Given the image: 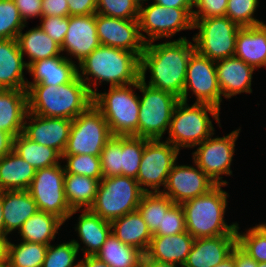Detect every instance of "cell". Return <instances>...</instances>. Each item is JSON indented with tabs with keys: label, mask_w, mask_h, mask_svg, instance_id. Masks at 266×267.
<instances>
[{
	"label": "cell",
	"mask_w": 266,
	"mask_h": 267,
	"mask_svg": "<svg viewBox=\"0 0 266 267\" xmlns=\"http://www.w3.org/2000/svg\"><path fill=\"white\" fill-rule=\"evenodd\" d=\"M13 150L36 170L60 164L62 159L57 150L33 142L23 133L14 137Z\"/></svg>",
	"instance_id": "cell-35"
},
{
	"label": "cell",
	"mask_w": 266,
	"mask_h": 267,
	"mask_svg": "<svg viewBox=\"0 0 266 267\" xmlns=\"http://www.w3.org/2000/svg\"><path fill=\"white\" fill-rule=\"evenodd\" d=\"M234 259L236 267H257V262L238 245L234 247Z\"/></svg>",
	"instance_id": "cell-52"
},
{
	"label": "cell",
	"mask_w": 266,
	"mask_h": 267,
	"mask_svg": "<svg viewBox=\"0 0 266 267\" xmlns=\"http://www.w3.org/2000/svg\"><path fill=\"white\" fill-rule=\"evenodd\" d=\"M241 128H238L223 137L212 136L215 132L198 144L197 150L192 152L194 162L217 185H228L222 180V175H232L231 163L235 153V144Z\"/></svg>",
	"instance_id": "cell-14"
},
{
	"label": "cell",
	"mask_w": 266,
	"mask_h": 267,
	"mask_svg": "<svg viewBox=\"0 0 266 267\" xmlns=\"http://www.w3.org/2000/svg\"><path fill=\"white\" fill-rule=\"evenodd\" d=\"M215 267H236L234 259V249L228 258H226L220 264H217Z\"/></svg>",
	"instance_id": "cell-58"
},
{
	"label": "cell",
	"mask_w": 266,
	"mask_h": 267,
	"mask_svg": "<svg viewBox=\"0 0 266 267\" xmlns=\"http://www.w3.org/2000/svg\"><path fill=\"white\" fill-rule=\"evenodd\" d=\"M95 256L110 267H137L142 263L144 253L124 244L111 232Z\"/></svg>",
	"instance_id": "cell-34"
},
{
	"label": "cell",
	"mask_w": 266,
	"mask_h": 267,
	"mask_svg": "<svg viewBox=\"0 0 266 267\" xmlns=\"http://www.w3.org/2000/svg\"><path fill=\"white\" fill-rule=\"evenodd\" d=\"M77 69L78 77L85 83L92 96L98 91L96 86L103 82L110 83V87H115L133 84L141 80L138 55L103 45L97 47L78 63Z\"/></svg>",
	"instance_id": "cell-2"
},
{
	"label": "cell",
	"mask_w": 266,
	"mask_h": 267,
	"mask_svg": "<svg viewBox=\"0 0 266 267\" xmlns=\"http://www.w3.org/2000/svg\"><path fill=\"white\" fill-rule=\"evenodd\" d=\"M40 21L42 30L61 47L69 27V17H41Z\"/></svg>",
	"instance_id": "cell-47"
},
{
	"label": "cell",
	"mask_w": 266,
	"mask_h": 267,
	"mask_svg": "<svg viewBox=\"0 0 266 267\" xmlns=\"http://www.w3.org/2000/svg\"><path fill=\"white\" fill-rule=\"evenodd\" d=\"M137 267H146L145 264L142 262Z\"/></svg>",
	"instance_id": "cell-64"
},
{
	"label": "cell",
	"mask_w": 266,
	"mask_h": 267,
	"mask_svg": "<svg viewBox=\"0 0 266 267\" xmlns=\"http://www.w3.org/2000/svg\"><path fill=\"white\" fill-rule=\"evenodd\" d=\"M138 82L110 87L106 92L93 95V105L106 119L112 136L138 137L140 111L139 95L135 94Z\"/></svg>",
	"instance_id": "cell-6"
},
{
	"label": "cell",
	"mask_w": 266,
	"mask_h": 267,
	"mask_svg": "<svg viewBox=\"0 0 266 267\" xmlns=\"http://www.w3.org/2000/svg\"><path fill=\"white\" fill-rule=\"evenodd\" d=\"M140 6L134 0H97L96 13L126 20L139 18Z\"/></svg>",
	"instance_id": "cell-44"
},
{
	"label": "cell",
	"mask_w": 266,
	"mask_h": 267,
	"mask_svg": "<svg viewBox=\"0 0 266 267\" xmlns=\"http://www.w3.org/2000/svg\"><path fill=\"white\" fill-rule=\"evenodd\" d=\"M193 164L194 166L178 165L176 162L169 172L162 193L175 204H182L192 198L204 195L217 185L194 162Z\"/></svg>",
	"instance_id": "cell-17"
},
{
	"label": "cell",
	"mask_w": 266,
	"mask_h": 267,
	"mask_svg": "<svg viewBox=\"0 0 266 267\" xmlns=\"http://www.w3.org/2000/svg\"><path fill=\"white\" fill-rule=\"evenodd\" d=\"M111 232L124 244L131 245L144 254L150 245L152 234L136 210L110 222Z\"/></svg>",
	"instance_id": "cell-29"
},
{
	"label": "cell",
	"mask_w": 266,
	"mask_h": 267,
	"mask_svg": "<svg viewBox=\"0 0 266 267\" xmlns=\"http://www.w3.org/2000/svg\"><path fill=\"white\" fill-rule=\"evenodd\" d=\"M140 111L138 137L148 140L162 139L169 131L175 105L180 100L175 95L138 82Z\"/></svg>",
	"instance_id": "cell-8"
},
{
	"label": "cell",
	"mask_w": 266,
	"mask_h": 267,
	"mask_svg": "<svg viewBox=\"0 0 266 267\" xmlns=\"http://www.w3.org/2000/svg\"><path fill=\"white\" fill-rule=\"evenodd\" d=\"M62 160H66V165H63L65 173L84 175L99 181L103 178L100 156L62 155Z\"/></svg>",
	"instance_id": "cell-40"
},
{
	"label": "cell",
	"mask_w": 266,
	"mask_h": 267,
	"mask_svg": "<svg viewBox=\"0 0 266 267\" xmlns=\"http://www.w3.org/2000/svg\"><path fill=\"white\" fill-rule=\"evenodd\" d=\"M234 56L256 70L266 68V23L238 30Z\"/></svg>",
	"instance_id": "cell-28"
},
{
	"label": "cell",
	"mask_w": 266,
	"mask_h": 267,
	"mask_svg": "<svg viewBox=\"0 0 266 267\" xmlns=\"http://www.w3.org/2000/svg\"><path fill=\"white\" fill-rule=\"evenodd\" d=\"M193 30L198 29L192 41L195 50L210 60L232 57L236 50L238 30L241 28L227 16L216 18H193Z\"/></svg>",
	"instance_id": "cell-9"
},
{
	"label": "cell",
	"mask_w": 266,
	"mask_h": 267,
	"mask_svg": "<svg viewBox=\"0 0 266 267\" xmlns=\"http://www.w3.org/2000/svg\"><path fill=\"white\" fill-rule=\"evenodd\" d=\"M112 137L109 125L102 113L91 104L72 120L70 134L62 155L88 154L100 156Z\"/></svg>",
	"instance_id": "cell-10"
},
{
	"label": "cell",
	"mask_w": 266,
	"mask_h": 267,
	"mask_svg": "<svg viewBox=\"0 0 266 267\" xmlns=\"http://www.w3.org/2000/svg\"><path fill=\"white\" fill-rule=\"evenodd\" d=\"M147 139L136 136H122L121 176L137 178L142 153Z\"/></svg>",
	"instance_id": "cell-39"
},
{
	"label": "cell",
	"mask_w": 266,
	"mask_h": 267,
	"mask_svg": "<svg viewBox=\"0 0 266 267\" xmlns=\"http://www.w3.org/2000/svg\"><path fill=\"white\" fill-rule=\"evenodd\" d=\"M186 231L185 214L181 204H173L163 215L162 226L153 235H176Z\"/></svg>",
	"instance_id": "cell-46"
},
{
	"label": "cell",
	"mask_w": 266,
	"mask_h": 267,
	"mask_svg": "<svg viewBox=\"0 0 266 267\" xmlns=\"http://www.w3.org/2000/svg\"><path fill=\"white\" fill-rule=\"evenodd\" d=\"M180 151L168 141L148 140L144 146L136 180L145 193L162 192L169 172L177 161Z\"/></svg>",
	"instance_id": "cell-13"
},
{
	"label": "cell",
	"mask_w": 266,
	"mask_h": 267,
	"mask_svg": "<svg viewBox=\"0 0 266 267\" xmlns=\"http://www.w3.org/2000/svg\"><path fill=\"white\" fill-rule=\"evenodd\" d=\"M0 235H8L5 233L4 220H3V208H2V191H0Z\"/></svg>",
	"instance_id": "cell-59"
},
{
	"label": "cell",
	"mask_w": 266,
	"mask_h": 267,
	"mask_svg": "<svg viewBox=\"0 0 266 267\" xmlns=\"http://www.w3.org/2000/svg\"><path fill=\"white\" fill-rule=\"evenodd\" d=\"M195 44L186 37L153 44L149 42L140 58L141 80L149 87L169 92L181 100L190 56ZM150 80L146 83V72Z\"/></svg>",
	"instance_id": "cell-1"
},
{
	"label": "cell",
	"mask_w": 266,
	"mask_h": 267,
	"mask_svg": "<svg viewBox=\"0 0 266 267\" xmlns=\"http://www.w3.org/2000/svg\"><path fill=\"white\" fill-rule=\"evenodd\" d=\"M28 112L27 90L0 89V129L14 137L23 133Z\"/></svg>",
	"instance_id": "cell-26"
},
{
	"label": "cell",
	"mask_w": 266,
	"mask_h": 267,
	"mask_svg": "<svg viewBox=\"0 0 266 267\" xmlns=\"http://www.w3.org/2000/svg\"><path fill=\"white\" fill-rule=\"evenodd\" d=\"M134 1L137 2L139 4V6H140L142 4H145L146 1L148 3L149 0H134Z\"/></svg>",
	"instance_id": "cell-61"
},
{
	"label": "cell",
	"mask_w": 266,
	"mask_h": 267,
	"mask_svg": "<svg viewBox=\"0 0 266 267\" xmlns=\"http://www.w3.org/2000/svg\"><path fill=\"white\" fill-rule=\"evenodd\" d=\"M70 16L96 14L97 0H67Z\"/></svg>",
	"instance_id": "cell-51"
},
{
	"label": "cell",
	"mask_w": 266,
	"mask_h": 267,
	"mask_svg": "<svg viewBox=\"0 0 266 267\" xmlns=\"http://www.w3.org/2000/svg\"><path fill=\"white\" fill-rule=\"evenodd\" d=\"M153 2L170 8H194L190 0H153Z\"/></svg>",
	"instance_id": "cell-54"
},
{
	"label": "cell",
	"mask_w": 266,
	"mask_h": 267,
	"mask_svg": "<svg viewBox=\"0 0 266 267\" xmlns=\"http://www.w3.org/2000/svg\"><path fill=\"white\" fill-rule=\"evenodd\" d=\"M237 224V245L251 256L257 263L266 262V223L248 228L245 232H239Z\"/></svg>",
	"instance_id": "cell-38"
},
{
	"label": "cell",
	"mask_w": 266,
	"mask_h": 267,
	"mask_svg": "<svg viewBox=\"0 0 266 267\" xmlns=\"http://www.w3.org/2000/svg\"><path fill=\"white\" fill-rule=\"evenodd\" d=\"M257 267H266V262L257 263Z\"/></svg>",
	"instance_id": "cell-62"
},
{
	"label": "cell",
	"mask_w": 266,
	"mask_h": 267,
	"mask_svg": "<svg viewBox=\"0 0 266 267\" xmlns=\"http://www.w3.org/2000/svg\"><path fill=\"white\" fill-rule=\"evenodd\" d=\"M258 6L259 0H228L225 16L241 28L257 26L264 23L254 17Z\"/></svg>",
	"instance_id": "cell-42"
},
{
	"label": "cell",
	"mask_w": 266,
	"mask_h": 267,
	"mask_svg": "<svg viewBox=\"0 0 266 267\" xmlns=\"http://www.w3.org/2000/svg\"><path fill=\"white\" fill-rule=\"evenodd\" d=\"M228 0H199L194 6L193 18H216L225 16Z\"/></svg>",
	"instance_id": "cell-48"
},
{
	"label": "cell",
	"mask_w": 266,
	"mask_h": 267,
	"mask_svg": "<svg viewBox=\"0 0 266 267\" xmlns=\"http://www.w3.org/2000/svg\"><path fill=\"white\" fill-rule=\"evenodd\" d=\"M8 238L5 235H0V261L6 258Z\"/></svg>",
	"instance_id": "cell-57"
},
{
	"label": "cell",
	"mask_w": 266,
	"mask_h": 267,
	"mask_svg": "<svg viewBox=\"0 0 266 267\" xmlns=\"http://www.w3.org/2000/svg\"><path fill=\"white\" fill-rule=\"evenodd\" d=\"M78 211L82 213L79 215L74 228L85 247L80 248L81 244L78 240L73 239L72 241L76 244L78 250L83 251L84 256H94L102 248L111 233L110 221L102 219L90 209L72 210L71 214L74 215Z\"/></svg>",
	"instance_id": "cell-23"
},
{
	"label": "cell",
	"mask_w": 266,
	"mask_h": 267,
	"mask_svg": "<svg viewBox=\"0 0 266 267\" xmlns=\"http://www.w3.org/2000/svg\"><path fill=\"white\" fill-rule=\"evenodd\" d=\"M0 267H11L7 258H4L2 261H0Z\"/></svg>",
	"instance_id": "cell-60"
},
{
	"label": "cell",
	"mask_w": 266,
	"mask_h": 267,
	"mask_svg": "<svg viewBox=\"0 0 266 267\" xmlns=\"http://www.w3.org/2000/svg\"><path fill=\"white\" fill-rule=\"evenodd\" d=\"M26 25L13 0H0V40L17 39Z\"/></svg>",
	"instance_id": "cell-41"
},
{
	"label": "cell",
	"mask_w": 266,
	"mask_h": 267,
	"mask_svg": "<svg viewBox=\"0 0 266 267\" xmlns=\"http://www.w3.org/2000/svg\"><path fill=\"white\" fill-rule=\"evenodd\" d=\"M19 10L22 20L27 23L28 19L41 18L42 0H13Z\"/></svg>",
	"instance_id": "cell-49"
},
{
	"label": "cell",
	"mask_w": 266,
	"mask_h": 267,
	"mask_svg": "<svg viewBox=\"0 0 266 267\" xmlns=\"http://www.w3.org/2000/svg\"><path fill=\"white\" fill-rule=\"evenodd\" d=\"M49 16L69 17L67 0H42L41 17Z\"/></svg>",
	"instance_id": "cell-50"
},
{
	"label": "cell",
	"mask_w": 266,
	"mask_h": 267,
	"mask_svg": "<svg viewBox=\"0 0 266 267\" xmlns=\"http://www.w3.org/2000/svg\"><path fill=\"white\" fill-rule=\"evenodd\" d=\"M99 182L84 175L65 173L64 190L70 209H90L96 199Z\"/></svg>",
	"instance_id": "cell-33"
},
{
	"label": "cell",
	"mask_w": 266,
	"mask_h": 267,
	"mask_svg": "<svg viewBox=\"0 0 266 267\" xmlns=\"http://www.w3.org/2000/svg\"><path fill=\"white\" fill-rule=\"evenodd\" d=\"M100 45L96 31V14L69 16V27L60 47L61 53L67 52L68 56L80 63Z\"/></svg>",
	"instance_id": "cell-19"
},
{
	"label": "cell",
	"mask_w": 266,
	"mask_h": 267,
	"mask_svg": "<svg viewBox=\"0 0 266 267\" xmlns=\"http://www.w3.org/2000/svg\"><path fill=\"white\" fill-rule=\"evenodd\" d=\"M2 208L7 235L19 231L23 223L39 210L27 190L2 191Z\"/></svg>",
	"instance_id": "cell-27"
},
{
	"label": "cell",
	"mask_w": 266,
	"mask_h": 267,
	"mask_svg": "<svg viewBox=\"0 0 266 267\" xmlns=\"http://www.w3.org/2000/svg\"><path fill=\"white\" fill-rule=\"evenodd\" d=\"M14 136L0 129V158L13 150Z\"/></svg>",
	"instance_id": "cell-53"
},
{
	"label": "cell",
	"mask_w": 266,
	"mask_h": 267,
	"mask_svg": "<svg viewBox=\"0 0 266 267\" xmlns=\"http://www.w3.org/2000/svg\"><path fill=\"white\" fill-rule=\"evenodd\" d=\"M36 169L14 150L0 158V191L28 190Z\"/></svg>",
	"instance_id": "cell-30"
},
{
	"label": "cell",
	"mask_w": 266,
	"mask_h": 267,
	"mask_svg": "<svg viewBox=\"0 0 266 267\" xmlns=\"http://www.w3.org/2000/svg\"><path fill=\"white\" fill-rule=\"evenodd\" d=\"M78 253L72 240L56 246L49 244L42 267H80V262L75 263Z\"/></svg>",
	"instance_id": "cell-43"
},
{
	"label": "cell",
	"mask_w": 266,
	"mask_h": 267,
	"mask_svg": "<svg viewBox=\"0 0 266 267\" xmlns=\"http://www.w3.org/2000/svg\"><path fill=\"white\" fill-rule=\"evenodd\" d=\"M199 0H190V2L195 6Z\"/></svg>",
	"instance_id": "cell-63"
},
{
	"label": "cell",
	"mask_w": 266,
	"mask_h": 267,
	"mask_svg": "<svg viewBox=\"0 0 266 267\" xmlns=\"http://www.w3.org/2000/svg\"><path fill=\"white\" fill-rule=\"evenodd\" d=\"M80 267H110L104 261L98 259L95 255L94 256H84L82 260H79Z\"/></svg>",
	"instance_id": "cell-55"
},
{
	"label": "cell",
	"mask_w": 266,
	"mask_h": 267,
	"mask_svg": "<svg viewBox=\"0 0 266 267\" xmlns=\"http://www.w3.org/2000/svg\"><path fill=\"white\" fill-rule=\"evenodd\" d=\"M22 31L23 29L17 36V42L23 57H25V54L28 56L27 67L40 59L64 55V53L60 54V46L40 26L26 30L25 33Z\"/></svg>",
	"instance_id": "cell-31"
},
{
	"label": "cell",
	"mask_w": 266,
	"mask_h": 267,
	"mask_svg": "<svg viewBox=\"0 0 266 267\" xmlns=\"http://www.w3.org/2000/svg\"><path fill=\"white\" fill-rule=\"evenodd\" d=\"M65 170L63 165L37 169L28 192L40 211L55 215L64 223L73 217L64 190Z\"/></svg>",
	"instance_id": "cell-12"
},
{
	"label": "cell",
	"mask_w": 266,
	"mask_h": 267,
	"mask_svg": "<svg viewBox=\"0 0 266 267\" xmlns=\"http://www.w3.org/2000/svg\"><path fill=\"white\" fill-rule=\"evenodd\" d=\"M96 31L103 46L133 52L141 58L145 41L140 34L139 20H126L96 13Z\"/></svg>",
	"instance_id": "cell-16"
},
{
	"label": "cell",
	"mask_w": 266,
	"mask_h": 267,
	"mask_svg": "<svg viewBox=\"0 0 266 267\" xmlns=\"http://www.w3.org/2000/svg\"><path fill=\"white\" fill-rule=\"evenodd\" d=\"M71 125L70 119L44 117L27 112L23 134L33 142L54 148L62 155L68 142Z\"/></svg>",
	"instance_id": "cell-18"
},
{
	"label": "cell",
	"mask_w": 266,
	"mask_h": 267,
	"mask_svg": "<svg viewBox=\"0 0 266 267\" xmlns=\"http://www.w3.org/2000/svg\"><path fill=\"white\" fill-rule=\"evenodd\" d=\"M227 185H216L208 193L181 204L185 214L186 231L195 239L236 235L237 222L228 225L225 212L229 194L222 189Z\"/></svg>",
	"instance_id": "cell-4"
},
{
	"label": "cell",
	"mask_w": 266,
	"mask_h": 267,
	"mask_svg": "<svg viewBox=\"0 0 266 267\" xmlns=\"http://www.w3.org/2000/svg\"><path fill=\"white\" fill-rule=\"evenodd\" d=\"M151 3L140 5L138 18L140 34L146 44L162 38L171 39L182 30L193 29V8H170Z\"/></svg>",
	"instance_id": "cell-11"
},
{
	"label": "cell",
	"mask_w": 266,
	"mask_h": 267,
	"mask_svg": "<svg viewBox=\"0 0 266 267\" xmlns=\"http://www.w3.org/2000/svg\"><path fill=\"white\" fill-rule=\"evenodd\" d=\"M28 112L73 120L93 104V96L77 76L59 86H26Z\"/></svg>",
	"instance_id": "cell-3"
},
{
	"label": "cell",
	"mask_w": 266,
	"mask_h": 267,
	"mask_svg": "<svg viewBox=\"0 0 266 267\" xmlns=\"http://www.w3.org/2000/svg\"><path fill=\"white\" fill-rule=\"evenodd\" d=\"M173 204L174 202L162 192L144 193L137 211L152 235L162 226L163 215Z\"/></svg>",
	"instance_id": "cell-37"
},
{
	"label": "cell",
	"mask_w": 266,
	"mask_h": 267,
	"mask_svg": "<svg viewBox=\"0 0 266 267\" xmlns=\"http://www.w3.org/2000/svg\"><path fill=\"white\" fill-rule=\"evenodd\" d=\"M48 245L21 241L12 243L8 239L6 258L11 267H42Z\"/></svg>",
	"instance_id": "cell-36"
},
{
	"label": "cell",
	"mask_w": 266,
	"mask_h": 267,
	"mask_svg": "<svg viewBox=\"0 0 266 267\" xmlns=\"http://www.w3.org/2000/svg\"><path fill=\"white\" fill-rule=\"evenodd\" d=\"M195 103H205L221 109L222 94L217 79L216 63L195 51L189 59L181 100L188 101V92Z\"/></svg>",
	"instance_id": "cell-15"
},
{
	"label": "cell",
	"mask_w": 266,
	"mask_h": 267,
	"mask_svg": "<svg viewBox=\"0 0 266 267\" xmlns=\"http://www.w3.org/2000/svg\"><path fill=\"white\" fill-rule=\"evenodd\" d=\"M210 114L216 123L220 124V109L205 103H193L179 100L175 105L166 141L179 151L181 148H194L214 132Z\"/></svg>",
	"instance_id": "cell-5"
},
{
	"label": "cell",
	"mask_w": 266,
	"mask_h": 267,
	"mask_svg": "<svg viewBox=\"0 0 266 267\" xmlns=\"http://www.w3.org/2000/svg\"><path fill=\"white\" fill-rule=\"evenodd\" d=\"M122 136H112L101 151L100 160L103 177L121 175Z\"/></svg>",
	"instance_id": "cell-45"
},
{
	"label": "cell",
	"mask_w": 266,
	"mask_h": 267,
	"mask_svg": "<svg viewBox=\"0 0 266 267\" xmlns=\"http://www.w3.org/2000/svg\"><path fill=\"white\" fill-rule=\"evenodd\" d=\"M64 222L55 215L38 210L29 217L18 231L20 241L51 244Z\"/></svg>",
	"instance_id": "cell-32"
},
{
	"label": "cell",
	"mask_w": 266,
	"mask_h": 267,
	"mask_svg": "<svg viewBox=\"0 0 266 267\" xmlns=\"http://www.w3.org/2000/svg\"><path fill=\"white\" fill-rule=\"evenodd\" d=\"M27 69L17 39L0 40V89L26 90Z\"/></svg>",
	"instance_id": "cell-24"
},
{
	"label": "cell",
	"mask_w": 266,
	"mask_h": 267,
	"mask_svg": "<svg viewBox=\"0 0 266 267\" xmlns=\"http://www.w3.org/2000/svg\"><path fill=\"white\" fill-rule=\"evenodd\" d=\"M215 63L218 83L224 98L230 99L241 93L253 92L252 75L256 70L253 66L235 56L217 60Z\"/></svg>",
	"instance_id": "cell-21"
},
{
	"label": "cell",
	"mask_w": 266,
	"mask_h": 267,
	"mask_svg": "<svg viewBox=\"0 0 266 267\" xmlns=\"http://www.w3.org/2000/svg\"><path fill=\"white\" fill-rule=\"evenodd\" d=\"M142 262L145 264L146 267H183L174 263L159 262L156 260L149 259L145 254L143 256Z\"/></svg>",
	"instance_id": "cell-56"
},
{
	"label": "cell",
	"mask_w": 266,
	"mask_h": 267,
	"mask_svg": "<svg viewBox=\"0 0 266 267\" xmlns=\"http://www.w3.org/2000/svg\"><path fill=\"white\" fill-rule=\"evenodd\" d=\"M144 193L135 178L121 175L103 177L90 210L111 222L136 211Z\"/></svg>",
	"instance_id": "cell-7"
},
{
	"label": "cell",
	"mask_w": 266,
	"mask_h": 267,
	"mask_svg": "<svg viewBox=\"0 0 266 267\" xmlns=\"http://www.w3.org/2000/svg\"><path fill=\"white\" fill-rule=\"evenodd\" d=\"M195 238L187 231L176 235H152L145 255L159 262L183 266L191 251Z\"/></svg>",
	"instance_id": "cell-25"
},
{
	"label": "cell",
	"mask_w": 266,
	"mask_h": 267,
	"mask_svg": "<svg viewBox=\"0 0 266 267\" xmlns=\"http://www.w3.org/2000/svg\"><path fill=\"white\" fill-rule=\"evenodd\" d=\"M236 245V235L197 238L183 267H215L231 255Z\"/></svg>",
	"instance_id": "cell-22"
},
{
	"label": "cell",
	"mask_w": 266,
	"mask_h": 267,
	"mask_svg": "<svg viewBox=\"0 0 266 267\" xmlns=\"http://www.w3.org/2000/svg\"><path fill=\"white\" fill-rule=\"evenodd\" d=\"M76 61L68 56H53L40 59L28 66L33 81L26 86H59L72 82L78 76Z\"/></svg>",
	"instance_id": "cell-20"
}]
</instances>
